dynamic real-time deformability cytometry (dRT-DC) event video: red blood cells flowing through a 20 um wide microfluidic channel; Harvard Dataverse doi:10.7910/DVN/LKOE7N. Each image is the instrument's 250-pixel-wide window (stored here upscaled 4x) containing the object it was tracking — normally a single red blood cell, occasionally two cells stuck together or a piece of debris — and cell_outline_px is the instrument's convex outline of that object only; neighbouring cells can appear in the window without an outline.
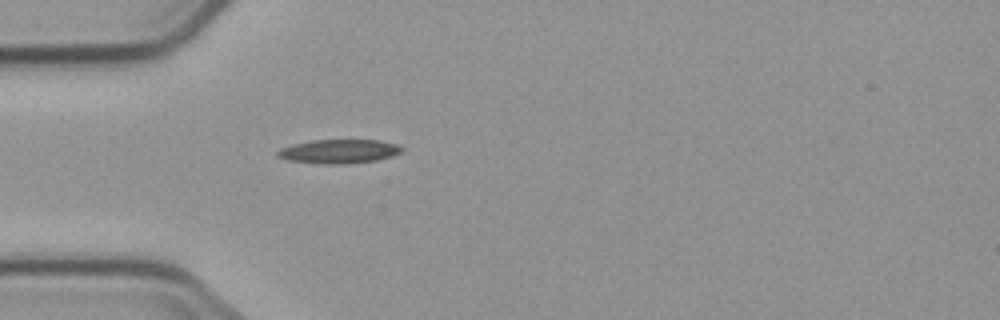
{"species": "common noctule bat (a hibernating species)", "species_latin": "Nyctalus noctula", "temperature_condition": "cold", "stored_images_in_passage": 1, "camera_frame_rate_fps": 3000, "um_per_image_px": 0.085, "animal": {"sex": "male", "body_mass_g": 23.1, "forearm_length_mm": 52.7}, "frame": {"image": 1, "passage_image": 1, "time_ms": 0.0, "image_size_px": [1000, 320], "cell_outline_px": [[404, 148], [400, 152], [392, 156], [376, 160], [344, 164], [324, 164], [288, 160], [276, 156], [276, 152], [280, 148], [292, 144], [312, 140], [380, 140], [396, 144]], "centroid_in_image_um": [28.78, 12.86], "position_along_channel_um": 56.2, "area_um2": 17.34}}